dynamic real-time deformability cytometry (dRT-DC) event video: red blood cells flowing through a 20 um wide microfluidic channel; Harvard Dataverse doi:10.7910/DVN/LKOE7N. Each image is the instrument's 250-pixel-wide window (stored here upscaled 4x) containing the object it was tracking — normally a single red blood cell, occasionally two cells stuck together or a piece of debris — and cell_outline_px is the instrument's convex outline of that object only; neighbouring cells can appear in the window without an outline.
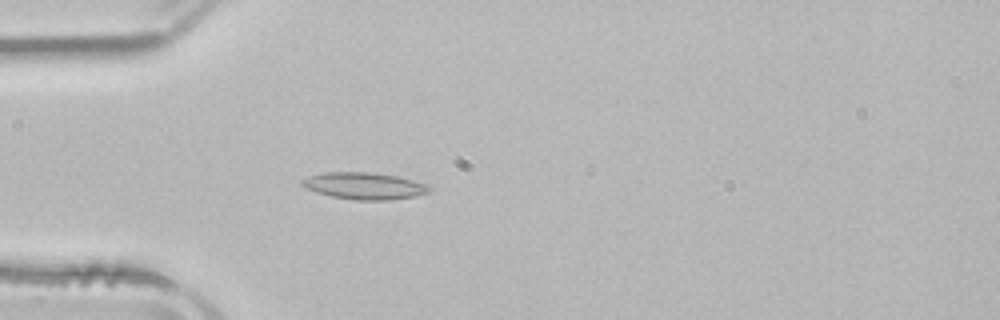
{"species": "common noctule bat (a hibernating species)", "species_latin": "Nyctalus noctula", "temperature_condition": "room temperature", "stored_images_in_passage": 4, "camera_frame_rate_fps": 3000, "um_per_image_px": 0.085, "animal": {"sex": "male", "body_mass_g": 21.5, "forearm_length_mm": 52.0}, "frame": {"image": 1, "passage_image": 4, "time_ms": 3.333, "image_size_px": [1000, 320], "cell_outline_px": [[432, 192], [416, 196], [388, 200], [356, 200], [332, 196], [316, 192], [300, 184], [300, 180], [308, 176], [324, 172], [372, 172], [396, 176], [412, 180], [424, 184], [432, 188]], "centroid_in_image_um": [30.97, 15.8], "position_along_channel_um": 54.0, "area_um2": 19.88}}